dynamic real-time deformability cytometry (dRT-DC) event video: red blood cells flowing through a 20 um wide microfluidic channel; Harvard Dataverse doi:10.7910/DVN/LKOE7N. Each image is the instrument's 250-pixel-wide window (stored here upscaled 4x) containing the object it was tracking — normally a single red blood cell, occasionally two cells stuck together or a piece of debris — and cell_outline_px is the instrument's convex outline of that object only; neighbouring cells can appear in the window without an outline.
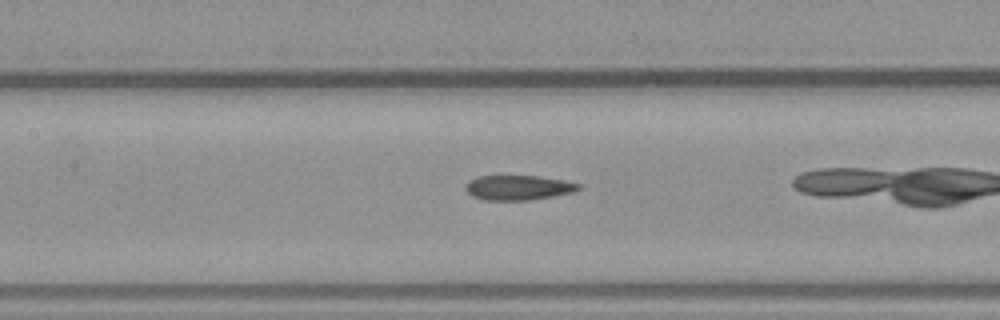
{"species": "common noctule bat (a hibernating species)", "species_latin": "Nyctalus noctula", "temperature_condition": "warm", "stored_images_in_passage": 14, "camera_frame_rate_fps": 3000, "um_per_image_px": 0.085, "animal": {"sex": "male", "body_mass_g": 23.1, "forearm_length_mm": 52.7}, "frame": {"image": 1, "passage_image": 12, "time_ms": 3.667, "image_size_px": [1000, 320], "cell_outline_px": [[584, 188], [576, 192], [528, 200], [484, 200], [472, 196], [464, 188], [468, 180], [480, 176], [540, 176], [564, 180], [580, 184]], "centroid_in_image_um": [44.09, 15.94], "position_along_channel_um": 163.3, "area_um2": 16.47}}